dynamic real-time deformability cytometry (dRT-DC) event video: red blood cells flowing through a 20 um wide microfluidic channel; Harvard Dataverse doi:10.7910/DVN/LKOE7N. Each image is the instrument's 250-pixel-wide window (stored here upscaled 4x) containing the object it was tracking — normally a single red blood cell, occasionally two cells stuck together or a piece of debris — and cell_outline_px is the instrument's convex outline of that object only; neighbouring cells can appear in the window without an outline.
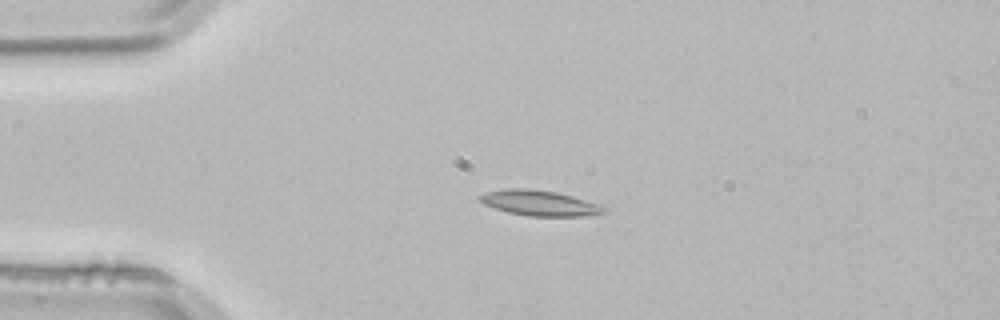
{"species": "common noctule bat (a hibernating species)", "species_latin": "Nyctalus noctula", "temperature_condition": "room temperature", "stored_images_in_passage": 3, "camera_frame_rate_fps": 3000, "um_per_image_px": 0.085, "animal": {"sex": "male", "body_mass_g": 21.5, "forearm_length_mm": 52.0}, "frame": {"image": 1, "passage_image": 2, "time_ms": 0.333, "image_size_px": [1000, 320], "cell_outline_px": [[608, 212], [584, 216], [528, 216], [508, 212], [484, 204], [476, 200], [476, 196], [484, 192], [508, 188], [528, 188], [556, 192], [572, 196], [608, 208]], "centroid_in_image_um": [45.8, 17.25], "position_along_channel_um": 39.2, "area_um2": 18.44}}
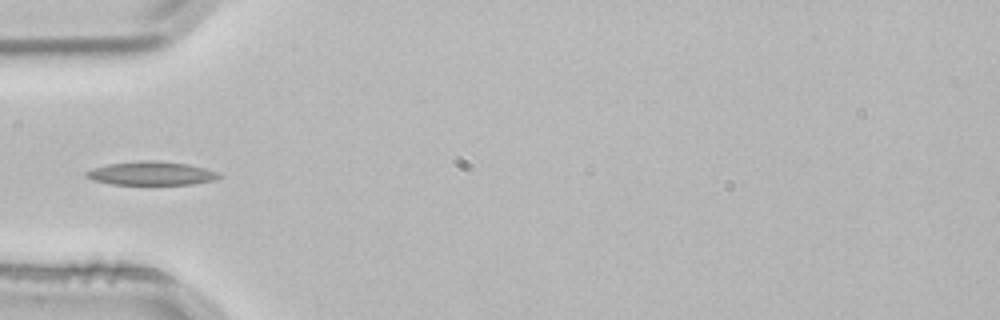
{"frame": {"image": 2, "passage_image": 3, "time_ms": 0.667, "image_size_px": [1000, 320], "cell_outline_px": [[224, 176], [216, 180], [192, 184], [112, 184], [92, 180], [84, 176], [84, 172], [92, 168], [108, 164], [136, 160], [156, 160], [188, 164], [220, 172]], "centroid_in_image_um": [12.87, 14.72], "position_along_channel_um": 72.1, "area_um2": 18.55}}